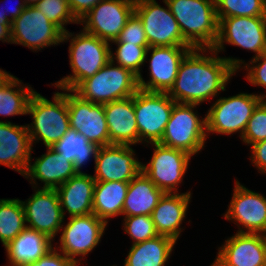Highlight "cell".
<instances>
[{
  "instance_id": "3957f363",
  "label": "cell",
  "mask_w": 266,
  "mask_h": 266,
  "mask_svg": "<svg viewBox=\"0 0 266 266\" xmlns=\"http://www.w3.org/2000/svg\"><path fill=\"white\" fill-rule=\"evenodd\" d=\"M52 101L34 92L29 100L27 116L32 122L26 124L32 145L42 141L45 147H52L70 129L67 107V89H57Z\"/></svg>"
},
{
  "instance_id": "8d00e7d4",
  "label": "cell",
  "mask_w": 266,
  "mask_h": 266,
  "mask_svg": "<svg viewBox=\"0 0 266 266\" xmlns=\"http://www.w3.org/2000/svg\"><path fill=\"white\" fill-rule=\"evenodd\" d=\"M122 230L132 239V244L158 236L151 216L137 215L122 217Z\"/></svg>"
},
{
  "instance_id": "44dd1931",
  "label": "cell",
  "mask_w": 266,
  "mask_h": 266,
  "mask_svg": "<svg viewBox=\"0 0 266 266\" xmlns=\"http://www.w3.org/2000/svg\"><path fill=\"white\" fill-rule=\"evenodd\" d=\"M33 151L26 124L0 120V165L24 176Z\"/></svg>"
},
{
  "instance_id": "ffe728a7",
  "label": "cell",
  "mask_w": 266,
  "mask_h": 266,
  "mask_svg": "<svg viewBox=\"0 0 266 266\" xmlns=\"http://www.w3.org/2000/svg\"><path fill=\"white\" fill-rule=\"evenodd\" d=\"M217 250L210 266H266L264 234L236 232Z\"/></svg>"
},
{
  "instance_id": "60d3db41",
  "label": "cell",
  "mask_w": 266,
  "mask_h": 266,
  "mask_svg": "<svg viewBox=\"0 0 266 266\" xmlns=\"http://www.w3.org/2000/svg\"><path fill=\"white\" fill-rule=\"evenodd\" d=\"M250 157L252 165L260 174H266V140L257 142L250 146Z\"/></svg>"
},
{
  "instance_id": "ee69618b",
  "label": "cell",
  "mask_w": 266,
  "mask_h": 266,
  "mask_svg": "<svg viewBox=\"0 0 266 266\" xmlns=\"http://www.w3.org/2000/svg\"><path fill=\"white\" fill-rule=\"evenodd\" d=\"M0 41L11 44V23L7 18H3L2 8H0Z\"/></svg>"
},
{
  "instance_id": "b9f144b4",
  "label": "cell",
  "mask_w": 266,
  "mask_h": 266,
  "mask_svg": "<svg viewBox=\"0 0 266 266\" xmlns=\"http://www.w3.org/2000/svg\"><path fill=\"white\" fill-rule=\"evenodd\" d=\"M70 10L79 21L102 0H67Z\"/></svg>"
},
{
  "instance_id": "1f68e13d",
  "label": "cell",
  "mask_w": 266,
  "mask_h": 266,
  "mask_svg": "<svg viewBox=\"0 0 266 266\" xmlns=\"http://www.w3.org/2000/svg\"><path fill=\"white\" fill-rule=\"evenodd\" d=\"M26 227L21 200L18 198L0 199V241L3 247L15 239Z\"/></svg>"
},
{
  "instance_id": "e575fe53",
  "label": "cell",
  "mask_w": 266,
  "mask_h": 266,
  "mask_svg": "<svg viewBox=\"0 0 266 266\" xmlns=\"http://www.w3.org/2000/svg\"><path fill=\"white\" fill-rule=\"evenodd\" d=\"M224 58L227 59L230 66L237 72V74L240 69L246 70L245 78L252 86L266 89V52L258 57L250 59L248 62L243 59L233 58L232 56H224ZM260 96L265 99L266 90L264 94L261 92Z\"/></svg>"
},
{
  "instance_id": "f1b7e54d",
  "label": "cell",
  "mask_w": 266,
  "mask_h": 266,
  "mask_svg": "<svg viewBox=\"0 0 266 266\" xmlns=\"http://www.w3.org/2000/svg\"><path fill=\"white\" fill-rule=\"evenodd\" d=\"M129 182L96 181L93 195V214L107 225L111 218L122 216Z\"/></svg>"
},
{
  "instance_id": "9a60e30c",
  "label": "cell",
  "mask_w": 266,
  "mask_h": 266,
  "mask_svg": "<svg viewBox=\"0 0 266 266\" xmlns=\"http://www.w3.org/2000/svg\"><path fill=\"white\" fill-rule=\"evenodd\" d=\"M192 48V46L149 47L145 55V63H149V79L145 81L143 75H139V89L168 93L174 85L183 58Z\"/></svg>"
},
{
  "instance_id": "7a4b0ae2",
  "label": "cell",
  "mask_w": 266,
  "mask_h": 266,
  "mask_svg": "<svg viewBox=\"0 0 266 266\" xmlns=\"http://www.w3.org/2000/svg\"><path fill=\"white\" fill-rule=\"evenodd\" d=\"M69 43V64L72 73L51 83L57 89L75 90L84 80L93 77L110 61V43L85 32L67 31L62 43Z\"/></svg>"
},
{
  "instance_id": "8fae6325",
  "label": "cell",
  "mask_w": 266,
  "mask_h": 266,
  "mask_svg": "<svg viewBox=\"0 0 266 266\" xmlns=\"http://www.w3.org/2000/svg\"><path fill=\"white\" fill-rule=\"evenodd\" d=\"M218 20V36L213 46L217 53L224 52L226 44L255 53L252 58L266 52V17H228Z\"/></svg>"
},
{
  "instance_id": "d4e9b609",
  "label": "cell",
  "mask_w": 266,
  "mask_h": 266,
  "mask_svg": "<svg viewBox=\"0 0 266 266\" xmlns=\"http://www.w3.org/2000/svg\"><path fill=\"white\" fill-rule=\"evenodd\" d=\"M96 181L91 174L77 173L55 190L64 217L84 216L93 213V195Z\"/></svg>"
},
{
  "instance_id": "277c9868",
  "label": "cell",
  "mask_w": 266,
  "mask_h": 266,
  "mask_svg": "<svg viewBox=\"0 0 266 266\" xmlns=\"http://www.w3.org/2000/svg\"><path fill=\"white\" fill-rule=\"evenodd\" d=\"M183 38L193 48H213L219 20L215 0H166Z\"/></svg>"
},
{
  "instance_id": "ba28073f",
  "label": "cell",
  "mask_w": 266,
  "mask_h": 266,
  "mask_svg": "<svg viewBox=\"0 0 266 266\" xmlns=\"http://www.w3.org/2000/svg\"><path fill=\"white\" fill-rule=\"evenodd\" d=\"M68 218L60 229V243L57 241L54 246L76 266H80L85 264L82 260L101 243L108 225L93 213Z\"/></svg>"
},
{
  "instance_id": "836d02e7",
  "label": "cell",
  "mask_w": 266,
  "mask_h": 266,
  "mask_svg": "<svg viewBox=\"0 0 266 266\" xmlns=\"http://www.w3.org/2000/svg\"><path fill=\"white\" fill-rule=\"evenodd\" d=\"M116 46L115 51L110 48V60L131 70L137 76L142 75V66L145 65L146 50L149 46L134 44H116Z\"/></svg>"
},
{
  "instance_id": "83f0119b",
  "label": "cell",
  "mask_w": 266,
  "mask_h": 266,
  "mask_svg": "<svg viewBox=\"0 0 266 266\" xmlns=\"http://www.w3.org/2000/svg\"><path fill=\"white\" fill-rule=\"evenodd\" d=\"M176 244L174 239L164 235L132 244L123 266H165Z\"/></svg>"
},
{
  "instance_id": "6da1fadb",
  "label": "cell",
  "mask_w": 266,
  "mask_h": 266,
  "mask_svg": "<svg viewBox=\"0 0 266 266\" xmlns=\"http://www.w3.org/2000/svg\"><path fill=\"white\" fill-rule=\"evenodd\" d=\"M236 74L227 59L213 48H192L183 58L167 94L177 103H209L226 91Z\"/></svg>"
},
{
  "instance_id": "7c38bea8",
  "label": "cell",
  "mask_w": 266,
  "mask_h": 266,
  "mask_svg": "<svg viewBox=\"0 0 266 266\" xmlns=\"http://www.w3.org/2000/svg\"><path fill=\"white\" fill-rule=\"evenodd\" d=\"M161 6L156 0H142L135 3V13L141 19L149 47L191 46L180 31L166 0Z\"/></svg>"
},
{
  "instance_id": "d6986e66",
  "label": "cell",
  "mask_w": 266,
  "mask_h": 266,
  "mask_svg": "<svg viewBox=\"0 0 266 266\" xmlns=\"http://www.w3.org/2000/svg\"><path fill=\"white\" fill-rule=\"evenodd\" d=\"M95 181L130 182L142 171V162L135 149L129 145H108L99 147L94 159Z\"/></svg>"
},
{
  "instance_id": "5bb4252c",
  "label": "cell",
  "mask_w": 266,
  "mask_h": 266,
  "mask_svg": "<svg viewBox=\"0 0 266 266\" xmlns=\"http://www.w3.org/2000/svg\"><path fill=\"white\" fill-rule=\"evenodd\" d=\"M228 209L223 214L238 227L237 233L266 234V197L237 179Z\"/></svg>"
},
{
  "instance_id": "484cf974",
  "label": "cell",
  "mask_w": 266,
  "mask_h": 266,
  "mask_svg": "<svg viewBox=\"0 0 266 266\" xmlns=\"http://www.w3.org/2000/svg\"><path fill=\"white\" fill-rule=\"evenodd\" d=\"M53 242L45 234L26 227L4 247L9 266H26L37 261L54 247Z\"/></svg>"
},
{
  "instance_id": "f546056e",
  "label": "cell",
  "mask_w": 266,
  "mask_h": 266,
  "mask_svg": "<svg viewBox=\"0 0 266 266\" xmlns=\"http://www.w3.org/2000/svg\"><path fill=\"white\" fill-rule=\"evenodd\" d=\"M51 148L72 162L74 170L81 174L85 173L81 171L83 166L85 167L92 158H96L99 147L88 141L86 137L76 130L70 128Z\"/></svg>"
},
{
  "instance_id": "4fadbf2b",
  "label": "cell",
  "mask_w": 266,
  "mask_h": 266,
  "mask_svg": "<svg viewBox=\"0 0 266 266\" xmlns=\"http://www.w3.org/2000/svg\"><path fill=\"white\" fill-rule=\"evenodd\" d=\"M63 32L35 6H27L11 23V44L38 52L62 44Z\"/></svg>"
},
{
  "instance_id": "7dc6e473",
  "label": "cell",
  "mask_w": 266,
  "mask_h": 266,
  "mask_svg": "<svg viewBox=\"0 0 266 266\" xmlns=\"http://www.w3.org/2000/svg\"><path fill=\"white\" fill-rule=\"evenodd\" d=\"M134 3H136V2H139V1H142V0H132Z\"/></svg>"
},
{
  "instance_id": "f6af8a7d",
  "label": "cell",
  "mask_w": 266,
  "mask_h": 266,
  "mask_svg": "<svg viewBox=\"0 0 266 266\" xmlns=\"http://www.w3.org/2000/svg\"><path fill=\"white\" fill-rule=\"evenodd\" d=\"M12 76L13 74L0 68V86H2L5 82H7Z\"/></svg>"
},
{
  "instance_id": "7bdbcfd3",
  "label": "cell",
  "mask_w": 266,
  "mask_h": 266,
  "mask_svg": "<svg viewBox=\"0 0 266 266\" xmlns=\"http://www.w3.org/2000/svg\"><path fill=\"white\" fill-rule=\"evenodd\" d=\"M3 1H4L3 2L4 5H6L7 2H10L11 0H3ZM17 2H18L17 5L12 6V8L5 7L4 9L2 6L3 18H7L10 23H12V21L16 19L22 13V11L27 7L24 0H20V1L18 0Z\"/></svg>"
},
{
  "instance_id": "603a6c76",
  "label": "cell",
  "mask_w": 266,
  "mask_h": 266,
  "mask_svg": "<svg viewBox=\"0 0 266 266\" xmlns=\"http://www.w3.org/2000/svg\"><path fill=\"white\" fill-rule=\"evenodd\" d=\"M192 192L164 193L151 213L159 235L171 237L176 242L184 232L183 221L187 218Z\"/></svg>"
},
{
  "instance_id": "7402d4cb",
  "label": "cell",
  "mask_w": 266,
  "mask_h": 266,
  "mask_svg": "<svg viewBox=\"0 0 266 266\" xmlns=\"http://www.w3.org/2000/svg\"><path fill=\"white\" fill-rule=\"evenodd\" d=\"M46 153L40 157L30 158L28 168L23 176L34 188L56 189L75 176L73 163L51 147H46ZM34 160V162H31ZM43 183L40 186L38 181Z\"/></svg>"
},
{
  "instance_id": "ac0fdd59",
  "label": "cell",
  "mask_w": 266,
  "mask_h": 266,
  "mask_svg": "<svg viewBox=\"0 0 266 266\" xmlns=\"http://www.w3.org/2000/svg\"><path fill=\"white\" fill-rule=\"evenodd\" d=\"M67 107L70 128L76 130L98 147L109 145L108 126L103 104L82 99L67 89Z\"/></svg>"
},
{
  "instance_id": "cb8c5ba5",
  "label": "cell",
  "mask_w": 266,
  "mask_h": 266,
  "mask_svg": "<svg viewBox=\"0 0 266 266\" xmlns=\"http://www.w3.org/2000/svg\"><path fill=\"white\" fill-rule=\"evenodd\" d=\"M108 126L109 145L139 144V132L134 111V95L103 104Z\"/></svg>"
},
{
  "instance_id": "74e56055",
  "label": "cell",
  "mask_w": 266,
  "mask_h": 266,
  "mask_svg": "<svg viewBox=\"0 0 266 266\" xmlns=\"http://www.w3.org/2000/svg\"><path fill=\"white\" fill-rule=\"evenodd\" d=\"M266 140V100L262 99L254 108L241 141L247 146Z\"/></svg>"
},
{
  "instance_id": "52a82bcc",
  "label": "cell",
  "mask_w": 266,
  "mask_h": 266,
  "mask_svg": "<svg viewBox=\"0 0 266 266\" xmlns=\"http://www.w3.org/2000/svg\"><path fill=\"white\" fill-rule=\"evenodd\" d=\"M262 99L258 93L247 92L219 96L205 114L207 137L210 133L224 136L238 133L241 139L254 108Z\"/></svg>"
},
{
  "instance_id": "4dcf8cb0",
  "label": "cell",
  "mask_w": 266,
  "mask_h": 266,
  "mask_svg": "<svg viewBox=\"0 0 266 266\" xmlns=\"http://www.w3.org/2000/svg\"><path fill=\"white\" fill-rule=\"evenodd\" d=\"M35 90L29 83L24 84L16 76H12L0 86V116L27 115V107Z\"/></svg>"
},
{
  "instance_id": "d6a6232c",
  "label": "cell",
  "mask_w": 266,
  "mask_h": 266,
  "mask_svg": "<svg viewBox=\"0 0 266 266\" xmlns=\"http://www.w3.org/2000/svg\"><path fill=\"white\" fill-rule=\"evenodd\" d=\"M218 18L266 17V0H215Z\"/></svg>"
},
{
  "instance_id": "ab89813d",
  "label": "cell",
  "mask_w": 266,
  "mask_h": 266,
  "mask_svg": "<svg viewBox=\"0 0 266 266\" xmlns=\"http://www.w3.org/2000/svg\"><path fill=\"white\" fill-rule=\"evenodd\" d=\"M26 266H76L62 252L53 247L44 256Z\"/></svg>"
},
{
  "instance_id": "30bf717a",
  "label": "cell",
  "mask_w": 266,
  "mask_h": 266,
  "mask_svg": "<svg viewBox=\"0 0 266 266\" xmlns=\"http://www.w3.org/2000/svg\"><path fill=\"white\" fill-rule=\"evenodd\" d=\"M153 154L149 162H142V172L164 193H180L179 185L189 168L193 158L184 151L164 146L160 143H149Z\"/></svg>"
},
{
  "instance_id": "f35d334b",
  "label": "cell",
  "mask_w": 266,
  "mask_h": 266,
  "mask_svg": "<svg viewBox=\"0 0 266 266\" xmlns=\"http://www.w3.org/2000/svg\"><path fill=\"white\" fill-rule=\"evenodd\" d=\"M115 44L149 46L141 19L135 12L128 19L118 38L110 43V47Z\"/></svg>"
},
{
  "instance_id": "d590c367",
  "label": "cell",
  "mask_w": 266,
  "mask_h": 266,
  "mask_svg": "<svg viewBox=\"0 0 266 266\" xmlns=\"http://www.w3.org/2000/svg\"><path fill=\"white\" fill-rule=\"evenodd\" d=\"M35 7L63 33L68 31L66 29L68 24H79L67 0H41Z\"/></svg>"
},
{
  "instance_id": "4316f807",
  "label": "cell",
  "mask_w": 266,
  "mask_h": 266,
  "mask_svg": "<svg viewBox=\"0 0 266 266\" xmlns=\"http://www.w3.org/2000/svg\"><path fill=\"white\" fill-rule=\"evenodd\" d=\"M164 192L141 171L128 185L123 204L122 217L148 215L158 204Z\"/></svg>"
},
{
  "instance_id": "8992f818",
  "label": "cell",
  "mask_w": 266,
  "mask_h": 266,
  "mask_svg": "<svg viewBox=\"0 0 266 266\" xmlns=\"http://www.w3.org/2000/svg\"><path fill=\"white\" fill-rule=\"evenodd\" d=\"M139 90L138 76L111 60L93 77L84 80L74 92L96 104L125 99Z\"/></svg>"
},
{
  "instance_id": "bcb514c9",
  "label": "cell",
  "mask_w": 266,
  "mask_h": 266,
  "mask_svg": "<svg viewBox=\"0 0 266 266\" xmlns=\"http://www.w3.org/2000/svg\"><path fill=\"white\" fill-rule=\"evenodd\" d=\"M41 0H24L26 6H36Z\"/></svg>"
},
{
  "instance_id": "5b68a950",
  "label": "cell",
  "mask_w": 266,
  "mask_h": 266,
  "mask_svg": "<svg viewBox=\"0 0 266 266\" xmlns=\"http://www.w3.org/2000/svg\"><path fill=\"white\" fill-rule=\"evenodd\" d=\"M198 104L177 103L173 106L163 136L158 142L184 151L192 157L199 155L207 143L206 116L200 117Z\"/></svg>"
},
{
  "instance_id": "9c48e42d",
  "label": "cell",
  "mask_w": 266,
  "mask_h": 266,
  "mask_svg": "<svg viewBox=\"0 0 266 266\" xmlns=\"http://www.w3.org/2000/svg\"><path fill=\"white\" fill-rule=\"evenodd\" d=\"M175 101L167 93L139 89L134 94V111L139 144L158 143L169 121Z\"/></svg>"
},
{
  "instance_id": "e0dca14e",
  "label": "cell",
  "mask_w": 266,
  "mask_h": 266,
  "mask_svg": "<svg viewBox=\"0 0 266 266\" xmlns=\"http://www.w3.org/2000/svg\"><path fill=\"white\" fill-rule=\"evenodd\" d=\"M35 192L27 200H21L26 226L45 234L56 241V236L65 221L59 197L55 189L34 188Z\"/></svg>"
},
{
  "instance_id": "2e32d148",
  "label": "cell",
  "mask_w": 266,
  "mask_h": 266,
  "mask_svg": "<svg viewBox=\"0 0 266 266\" xmlns=\"http://www.w3.org/2000/svg\"><path fill=\"white\" fill-rule=\"evenodd\" d=\"M134 12L132 0H102L79 20V24L85 32L111 43Z\"/></svg>"
}]
</instances>
